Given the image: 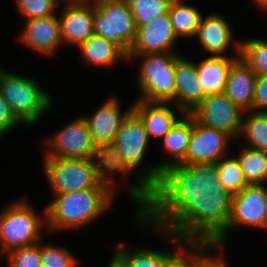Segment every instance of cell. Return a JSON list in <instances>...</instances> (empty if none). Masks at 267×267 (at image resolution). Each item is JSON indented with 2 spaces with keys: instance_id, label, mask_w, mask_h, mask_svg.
I'll return each instance as SVG.
<instances>
[{
  "instance_id": "31",
  "label": "cell",
  "mask_w": 267,
  "mask_h": 267,
  "mask_svg": "<svg viewBox=\"0 0 267 267\" xmlns=\"http://www.w3.org/2000/svg\"><path fill=\"white\" fill-rule=\"evenodd\" d=\"M172 0H127L136 27L168 13Z\"/></svg>"
},
{
  "instance_id": "5",
  "label": "cell",
  "mask_w": 267,
  "mask_h": 267,
  "mask_svg": "<svg viewBox=\"0 0 267 267\" xmlns=\"http://www.w3.org/2000/svg\"><path fill=\"white\" fill-rule=\"evenodd\" d=\"M1 211L0 254L41 242L43 228H46L45 212L38 214L24 198L11 202Z\"/></svg>"
},
{
  "instance_id": "12",
  "label": "cell",
  "mask_w": 267,
  "mask_h": 267,
  "mask_svg": "<svg viewBox=\"0 0 267 267\" xmlns=\"http://www.w3.org/2000/svg\"><path fill=\"white\" fill-rule=\"evenodd\" d=\"M232 138L223 131L204 126L193 118V128L182 164L217 163L229 154Z\"/></svg>"
},
{
  "instance_id": "9",
  "label": "cell",
  "mask_w": 267,
  "mask_h": 267,
  "mask_svg": "<svg viewBox=\"0 0 267 267\" xmlns=\"http://www.w3.org/2000/svg\"><path fill=\"white\" fill-rule=\"evenodd\" d=\"M265 186L267 185L248 184L242 191L233 195L227 228L212 244L225 247L229 232H233V229L239 226L267 230V187Z\"/></svg>"
},
{
  "instance_id": "24",
  "label": "cell",
  "mask_w": 267,
  "mask_h": 267,
  "mask_svg": "<svg viewBox=\"0 0 267 267\" xmlns=\"http://www.w3.org/2000/svg\"><path fill=\"white\" fill-rule=\"evenodd\" d=\"M240 57L234 56H208L196 64L197 74L205 95L222 93L224 91L228 72L232 62Z\"/></svg>"
},
{
  "instance_id": "35",
  "label": "cell",
  "mask_w": 267,
  "mask_h": 267,
  "mask_svg": "<svg viewBox=\"0 0 267 267\" xmlns=\"http://www.w3.org/2000/svg\"><path fill=\"white\" fill-rule=\"evenodd\" d=\"M4 256L8 257V267H41L40 242L12 249Z\"/></svg>"
},
{
  "instance_id": "25",
  "label": "cell",
  "mask_w": 267,
  "mask_h": 267,
  "mask_svg": "<svg viewBox=\"0 0 267 267\" xmlns=\"http://www.w3.org/2000/svg\"><path fill=\"white\" fill-rule=\"evenodd\" d=\"M77 48L86 65L110 68L118 63L120 58L127 60V56L116 45L96 34L89 36Z\"/></svg>"
},
{
  "instance_id": "16",
  "label": "cell",
  "mask_w": 267,
  "mask_h": 267,
  "mask_svg": "<svg viewBox=\"0 0 267 267\" xmlns=\"http://www.w3.org/2000/svg\"><path fill=\"white\" fill-rule=\"evenodd\" d=\"M148 143H150V139L143 122L131 111L122 121L113 144L135 172L143 163Z\"/></svg>"
},
{
  "instance_id": "30",
  "label": "cell",
  "mask_w": 267,
  "mask_h": 267,
  "mask_svg": "<svg viewBox=\"0 0 267 267\" xmlns=\"http://www.w3.org/2000/svg\"><path fill=\"white\" fill-rule=\"evenodd\" d=\"M240 57L256 75L267 74V41L261 39L240 40Z\"/></svg>"
},
{
  "instance_id": "39",
  "label": "cell",
  "mask_w": 267,
  "mask_h": 267,
  "mask_svg": "<svg viewBox=\"0 0 267 267\" xmlns=\"http://www.w3.org/2000/svg\"><path fill=\"white\" fill-rule=\"evenodd\" d=\"M112 256L110 263L106 267H130L128 258L118 248H116V252Z\"/></svg>"
},
{
  "instance_id": "33",
  "label": "cell",
  "mask_w": 267,
  "mask_h": 267,
  "mask_svg": "<svg viewBox=\"0 0 267 267\" xmlns=\"http://www.w3.org/2000/svg\"><path fill=\"white\" fill-rule=\"evenodd\" d=\"M223 249L222 246L210 243L194 242L193 267H229L225 259L222 258Z\"/></svg>"
},
{
  "instance_id": "7",
  "label": "cell",
  "mask_w": 267,
  "mask_h": 267,
  "mask_svg": "<svg viewBox=\"0 0 267 267\" xmlns=\"http://www.w3.org/2000/svg\"><path fill=\"white\" fill-rule=\"evenodd\" d=\"M92 160L99 183L106 186L112 193L116 190L114 185L115 180L113 178L116 172L122 174L124 178L133 174L138 175V183L136 181L135 185L131 184L128 187L127 195L139 207L138 214L136 213V215L140 216L151 203L152 188L137 174L138 172H135L127 164L113 143H100L95 145Z\"/></svg>"
},
{
  "instance_id": "11",
  "label": "cell",
  "mask_w": 267,
  "mask_h": 267,
  "mask_svg": "<svg viewBox=\"0 0 267 267\" xmlns=\"http://www.w3.org/2000/svg\"><path fill=\"white\" fill-rule=\"evenodd\" d=\"M47 138L44 157L92 159L95 144L83 117L65 125L62 130Z\"/></svg>"
},
{
  "instance_id": "4",
  "label": "cell",
  "mask_w": 267,
  "mask_h": 267,
  "mask_svg": "<svg viewBox=\"0 0 267 267\" xmlns=\"http://www.w3.org/2000/svg\"><path fill=\"white\" fill-rule=\"evenodd\" d=\"M177 52L127 55V60L139 59L138 86L143 96L139 100L151 103H171L180 115L184 112L175 106V60Z\"/></svg>"
},
{
  "instance_id": "14",
  "label": "cell",
  "mask_w": 267,
  "mask_h": 267,
  "mask_svg": "<svg viewBox=\"0 0 267 267\" xmlns=\"http://www.w3.org/2000/svg\"><path fill=\"white\" fill-rule=\"evenodd\" d=\"M177 41L167 13L154 17L137 28L134 42L127 55L175 52Z\"/></svg>"
},
{
  "instance_id": "23",
  "label": "cell",
  "mask_w": 267,
  "mask_h": 267,
  "mask_svg": "<svg viewBox=\"0 0 267 267\" xmlns=\"http://www.w3.org/2000/svg\"><path fill=\"white\" fill-rule=\"evenodd\" d=\"M132 111L143 122L148 137L162 139L179 119L171 103H151L142 100L132 103ZM172 108V109H171Z\"/></svg>"
},
{
  "instance_id": "36",
  "label": "cell",
  "mask_w": 267,
  "mask_h": 267,
  "mask_svg": "<svg viewBox=\"0 0 267 267\" xmlns=\"http://www.w3.org/2000/svg\"><path fill=\"white\" fill-rule=\"evenodd\" d=\"M252 111L267 112V74L256 75Z\"/></svg>"
},
{
  "instance_id": "28",
  "label": "cell",
  "mask_w": 267,
  "mask_h": 267,
  "mask_svg": "<svg viewBox=\"0 0 267 267\" xmlns=\"http://www.w3.org/2000/svg\"><path fill=\"white\" fill-rule=\"evenodd\" d=\"M248 184L267 182V152L243 146L236 156Z\"/></svg>"
},
{
  "instance_id": "3",
  "label": "cell",
  "mask_w": 267,
  "mask_h": 267,
  "mask_svg": "<svg viewBox=\"0 0 267 267\" xmlns=\"http://www.w3.org/2000/svg\"><path fill=\"white\" fill-rule=\"evenodd\" d=\"M2 96L16 117L26 126L40 122L41 116L52 107V98L38 82L3 69L0 72Z\"/></svg>"
},
{
  "instance_id": "10",
  "label": "cell",
  "mask_w": 267,
  "mask_h": 267,
  "mask_svg": "<svg viewBox=\"0 0 267 267\" xmlns=\"http://www.w3.org/2000/svg\"><path fill=\"white\" fill-rule=\"evenodd\" d=\"M189 114L204 126L223 131L236 140L240 133L244 110L222 92L206 95Z\"/></svg>"
},
{
  "instance_id": "40",
  "label": "cell",
  "mask_w": 267,
  "mask_h": 267,
  "mask_svg": "<svg viewBox=\"0 0 267 267\" xmlns=\"http://www.w3.org/2000/svg\"><path fill=\"white\" fill-rule=\"evenodd\" d=\"M257 5H258V7L259 8H261V9H264L265 11L264 12H266L267 11V0H253Z\"/></svg>"
},
{
  "instance_id": "22",
  "label": "cell",
  "mask_w": 267,
  "mask_h": 267,
  "mask_svg": "<svg viewBox=\"0 0 267 267\" xmlns=\"http://www.w3.org/2000/svg\"><path fill=\"white\" fill-rule=\"evenodd\" d=\"M255 80V72L238 57L231 64L223 93L242 110L252 111Z\"/></svg>"
},
{
  "instance_id": "13",
  "label": "cell",
  "mask_w": 267,
  "mask_h": 267,
  "mask_svg": "<svg viewBox=\"0 0 267 267\" xmlns=\"http://www.w3.org/2000/svg\"><path fill=\"white\" fill-rule=\"evenodd\" d=\"M193 128V117L189 113H184L176 123L170 128L168 133L162 138L163 149L171 157L158 164L148 166L140 177L153 188L160 179L162 171L172 164L180 163L185 158L188 143Z\"/></svg>"
},
{
  "instance_id": "34",
  "label": "cell",
  "mask_w": 267,
  "mask_h": 267,
  "mask_svg": "<svg viewBox=\"0 0 267 267\" xmlns=\"http://www.w3.org/2000/svg\"><path fill=\"white\" fill-rule=\"evenodd\" d=\"M17 10L27 19L43 18L56 15L60 7L59 0H14Z\"/></svg>"
},
{
  "instance_id": "6",
  "label": "cell",
  "mask_w": 267,
  "mask_h": 267,
  "mask_svg": "<svg viewBox=\"0 0 267 267\" xmlns=\"http://www.w3.org/2000/svg\"><path fill=\"white\" fill-rule=\"evenodd\" d=\"M136 30L127 0H93V34L116 45L127 56Z\"/></svg>"
},
{
  "instance_id": "38",
  "label": "cell",
  "mask_w": 267,
  "mask_h": 267,
  "mask_svg": "<svg viewBox=\"0 0 267 267\" xmlns=\"http://www.w3.org/2000/svg\"><path fill=\"white\" fill-rule=\"evenodd\" d=\"M20 123L23 124L12 112L0 90V140L4 135L10 132V130H14L13 128Z\"/></svg>"
},
{
  "instance_id": "21",
  "label": "cell",
  "mask_w": 267,
  "mask_h": 267,
  "mask_svg": "<svg viewBox=\"0 0 267 267\" xmlns=\"http://www.w3.org/2000/svg\"><path fill=\"white\" fill-rule=\"evenodd\" d=\"M136 220L137 225L142 231H146L147 228L149 229V231L151 229V231L158 233V235L166 239L167 242L170 241V245L172 244L174 246L175 244L176 247H174V249L170 248L172 250L168 249V251H166V249L165 251L141 249L138 251L135 250L133 253H129V249L126 247L127 244H125L124 242L118 243L117 248L128 258L130 267H164L166 262L177 252L176 250H179L181 246H183L187 242L180 237L174 236L172 233L166 232L148 224L139 215H136Z\"/></svg>"
},
{
  "instance_id": "18",
  "label": "cell",
  "mask_w": 267,
  "mask_h": 267,
  "mask_svg": "<svg viewBox=\"0 0 267 267\" xmlns=\"http://www.w3.org/2000/svg\"><path fill=\"white\" fill-rule=\"evenodd\" d=\"M25 21L18 38L27 48L40 55L53 56L59 47L63 46L57 15Z\"/></svg>"
},
{
  "instance_id": "27",
  "label": "cell",
  "mask_w": 267,
  "mask_h": 267,
  "mask_svg": "<svg viewBox=\"0 0 267 267\" xmlns=\"http://www.w3.org/2000/svg\"><path fill=\"white\" fill-rule=\"evenodd\" d=\"M239 138L246 147L267 152V112L244 111Z\"/></svg>"
},
{
  "instance_id": "19",
  "label": "cell",
  "mask_w": 267,
  "mask_h": 267,
  "mask_svg": "<svg viewBox=\"0 0 267 267\" xmlns=\"http://www.w3.org/2000/svg\"><path fill=\"white\" fill-rule=\"evenodd\" d=\"M175 106L189 113L206 96L199 76L196 62L179 55L175 60Z\"/></svg>"
},
{
  "instance_id": "32",
  "label": "cell",
  "mask_w": 267,
  "mask_h": 267,
  "mask_svg": "<svg viewBox=\"0 0 267 267\" xmlns=\"http://www.w3.org/2000/svg\"><path fill=\"white\" fill-rule=\"evenodd\" d=\"M77 260L66 247L40 243L41 267H76Z\"/></svg>"
},
{
  "instance_id": "2",
  "label": "cell",
  "mask_w": 267,
  "mask_h": 267,
  "mask_svg": "<svg viewBox=\"0 0 267 267\" xmlns=\"http://www.w3.org/2000/svg\"><path fill=\"white\" fill-rule=\"evenodd\" d=\"M106 186L53 195L45 207V226L50 230H79L97 221L114 204V196Z\"/></svg>"
},
{
  "instance_id": "26",
  "label": "cell",
  "mask_w": 267,
  "mask_h": 267,
  "mask_svg": "<svg viewBox=\"0 0 267 267\" xmlns=\"http://www.w3.org/2000/svg\"><path fill=\"white\" fill-rule=\"evenodd\" d=\"M183 0H172L168 14L170 16L174 34L180 38H194L199 26L202 13L194 5Z\"/></svg>"
},
{
  "instance_id": "17",
  "label": "cell",
  "mask_w": 267,
  "mask_h": 267,
  "mask_svg": "<svg viewBox=\"0 0 267 267\" xmlns=\"http://www.w3.org/2000/svg\"><path fill=\"white\" fill-rule=\"evenodd\" d=\"M232 31L223 15L211 12L210 15L201 17L194 37L198 38L203 51L209 53L210 56L225 57L231 44H233L235 54H240V41H233Z\"/></svg>"
},
{
  "instance_id": "1",
  "label": "cell",
  "mask_w": 267,
  "mask_h": 267,
  "mask_svg": "<svg viewBox=\"0 0 267 267\" xmlns=\"http://www.w3.org/2000/svg\"><path fill=\"white\" fill-rule=\"evenodd\" d=\"M232 199L216 163H176L162 171L140 217L187 242L212 244L227 228Z\"/></svg>"
},
{
  "instance_id": "15",
  "label": "cell",
  "mask_w": 267,
  "mask_h": 267,
  "mask_svg": "<svg viewBox=\"0 0 267 267\" xmlns=\"http://www.w3.org/2000/svg\"><path fill=\"white\" fill-rule=\"evenodd\" d=\"M58 17L63 45L79 46L93 34V0H63ZM92 1V2H91Z\"/></svg>"
},
{
  "instance_id": "37",
  "label": "cell",
  "mask_w": 267,
  "mask_h": 267,
  "mask_svg": "<svg viewBox=\"0 0 267 267\" xmlns=\"http://www.w3.org/2000/svg\"><path fill=\"white\" fill-rule=\"evenodd\" d=\"M187 247L189 249H187ZM193 262L194 242L189 241L177 250V252L166 262L164 267H193Z\"/></svg>"
},
{
  "instance_id": "29",
  "label": "cell",
  "mask_w": 267,
  "mask_h": 267,
  "mask_svg": "<svg viewBox=\"0 0 267 267\" xmlns=\"http://www.w3.org/2000/svg\"><path fill=\"white\" fill-rule=\"evenodd\" d=\"M228 155L223 156L216 163L217 172L222 186L232 195H235L242 191L248 183L243 176L238 158Z\"/></svg>"
},
{
  "instance_id": "20",
  "label": "cell",
  "mask_w": 267,
  "mask_h": 267,
  "mask_svg": "<svg viewBox=\"0 0 267 267\" xmlns=\"http://www.w3.org/2000/svg\"><path fill=\"white\" fill-rule=\"evenodd\" d=\"M132 111V106L121 112L120 103L115 96H111L96 110L94 115L83 117L92 141L95 145L100 143H113L122 121Z\"/></svg>"
},
{
  "instance_id": "8",
  "label": "cell",
  "mask_w": 267,
  "mask_h": 267,
  "mask_svg": "<svg viewBox=\"0 0 267 267\" xmlns=\"http://www.w3.org/2000/svg\"><path fill=\"white\" fill-rule=\"evenodd\" d=\"M43 161L53 195L93 189L100 184L92 159L44 157Z\"/></svg>"
}]
</instances>
